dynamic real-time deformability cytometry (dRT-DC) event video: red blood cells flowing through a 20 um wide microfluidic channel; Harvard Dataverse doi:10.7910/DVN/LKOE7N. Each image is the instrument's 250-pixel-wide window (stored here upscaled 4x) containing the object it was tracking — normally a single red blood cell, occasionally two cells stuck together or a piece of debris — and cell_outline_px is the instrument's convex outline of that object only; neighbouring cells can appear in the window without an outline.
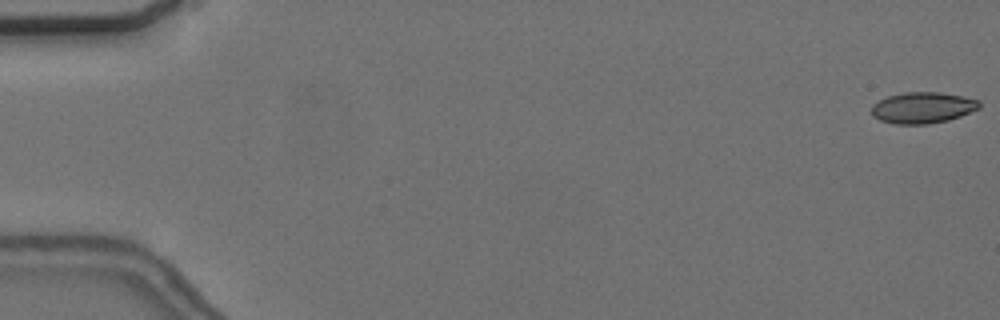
{"species": "common noctule bat (a hibernating species)", "species_latin": "Nyctalus noctula", "temperature_condition": "cold", "stored_images_in_passage": 7, "camera_frame_rate_fps": 3000, "um_per_image_px": 0.085, "animal": {"sex": "female", "body_mass_g": 24.6, "forearm_length_mm": 56.2}, "frame": {"image": 1, "passage_image": 1, "time_ms": 0.0, "image_size_px": [1000, 320], "cell_outline_px": [[980, 108], [960, 116], [948, 120], [928, 124], [896, 124], [880, 120], [872, 116], [872, 104], [888, 96], [904, 92], [936, 92], [964, 96], [980, 100]], "centroid_in_image_um": [78.43, 9.15], "position_along_channel_um": 6.6, "area_um2": 19.59}}